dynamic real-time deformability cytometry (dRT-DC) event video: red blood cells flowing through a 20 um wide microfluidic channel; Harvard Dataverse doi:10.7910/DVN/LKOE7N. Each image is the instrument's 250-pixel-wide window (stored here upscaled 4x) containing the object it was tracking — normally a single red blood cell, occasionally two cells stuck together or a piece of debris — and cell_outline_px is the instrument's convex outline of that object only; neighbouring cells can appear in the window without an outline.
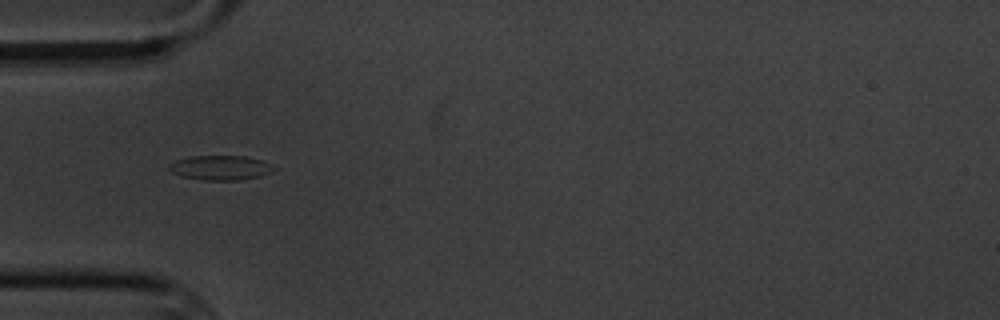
{"species": "common noctule bat (a hibernating species)", "species_latin": "Nyctalus noctula", "temperature_condition": "cold", "stored_images_in_passage": 5, "camera_frame_rate_fps": 3000, "um_per_image_px": 0.085, "animal": {"sex": "male", "body_mass_g": 20.1, "forearm_length_mm": 53.5}, "frame": {"image": 1, "passage_image": 3, "time_ms": 3.333, "image_size_px": [1000, 320], "cell_outline_px": [[276, 168], [260, 176], [240, 180], [204, 180], [180, 176], [172, 172], [168, 168], [168, 164], [172, 160], [188, 156], [244, 156], [264, 160], [272, 164]], "centroid_in_image_um": [18.69, 14.24], "position_along_channel_um": 66.3, "area_um2": 15.2}}
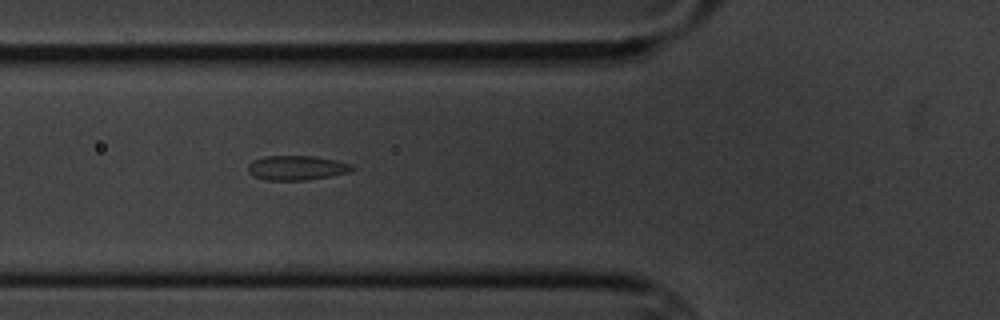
{"frame": {"image": 2, "passage_image": 4, "time_ms": 4.333, "image_size_px": [1000, 320], "cell_outline_px": [[356, 168], [352, 172], [308, 180], [268, 180], [252, 176], [248, 172], [248, 164], [252, 160], [264, 156], [312, 156], [336, 160], [352, 164]], "centroid_in_image_um": [25.23, 14.27], "position_along_channel_um": 100.6, "area_um2": 15.09}}
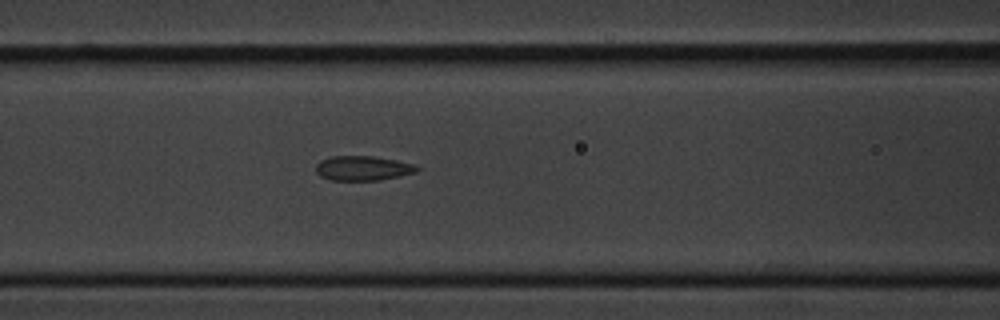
{"frame": {"image": 3, "passage_image": 5, "time_ms": 5.333, "image_size_px": [1000, 320], "cell_outline_px": [[420, 168], [416, 172], [400, 176], [380, 180], [328, 180], [320, 176], [316, 172], [316, 164], [320, 160], [332, 156], [372, 156], [396, 160], [416, 164]], "centroid_in_image_um": [30.84, 14.3], "position_along_channel_um": 135.8, "area_um2": 14.62}}